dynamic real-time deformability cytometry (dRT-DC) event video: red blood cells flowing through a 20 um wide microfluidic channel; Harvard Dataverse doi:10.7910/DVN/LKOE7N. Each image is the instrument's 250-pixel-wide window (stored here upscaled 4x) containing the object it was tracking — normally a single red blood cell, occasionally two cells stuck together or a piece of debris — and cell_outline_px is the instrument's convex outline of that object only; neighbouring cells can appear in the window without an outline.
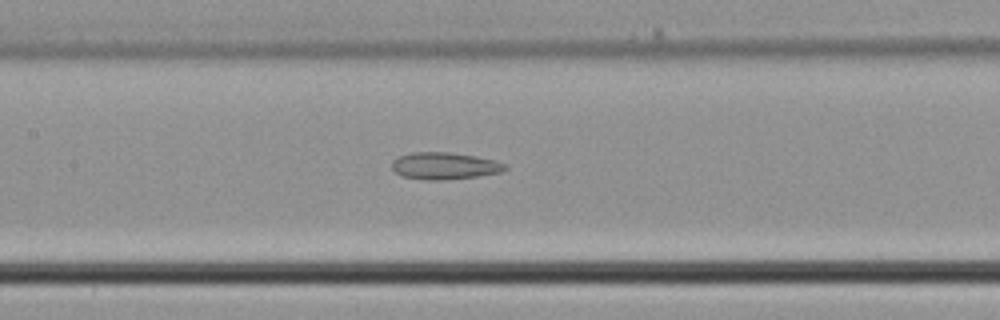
{"species": "common noctule bat (a hibernating species)", "species_latin": "Nyctalus noctula", "temperature_condition": "cold", "stored_images_in_passage": 36, "segment_of_instrument_passage": [2, 2], "camera_frame_rate_fps": 3000, "um_per_image_px": 0.085, "animal": {"sex": "male", "body_mass_g": 21.5, "forearm_length_mm": 52.0}, "frame": {"image": 1, "passage_image": 15, "time_ms": 4.667, "image_size_px": [1000, 320], "cell_outline_px": [[508, 168], [500, 172], [476, 176], [440, 180], [428, 180], [404, 176], [396, 172], [392, 168], [392, 160], [400, 156], [412, 152], [448, 152], [476, 156], [496, 160], [508, 164]], "centroid_in_image_um": [37.82, 14.08], "position_along_channel_um": 169.6, "area_um2": 17.69}}
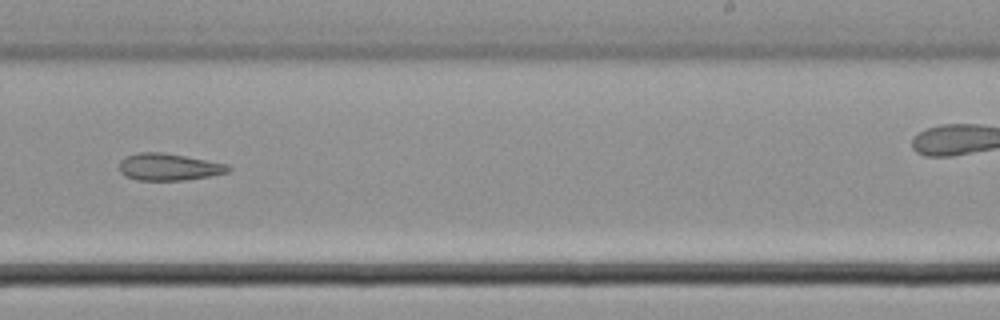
{"frame": {"image": 2, "passage_image": 21, "time_ms": 6.667, "image_size_px": [1000, 320], "cell_outline_px": [[232, 168], [228, 172], [208, 176], [184, 180], [136, 180], [124, 176], [120, 172], [120, 160], [136, 152], [160, 152], [184, 156], [224, 164]], "centroid_in_image_um": [14.28, 14.2], "position_along_channel_um": 274.7, "area_um2": 16.88}}
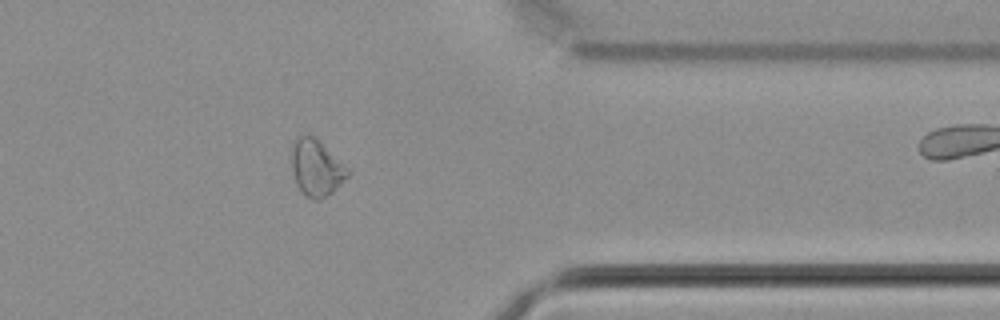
{"frame": {"image": 3, "passage_image": 28, "time_ms": 9.0, "image_size_px": [1000, 320], "cell_outline_px": [[348, 176], [332, 192], [316, 200], [312, 200], [304, 196], [296, 184], [292, 168], [292, 144], [300, 136], [312, 136], [348, 168]], "centroid_in_image_um": [26.86, 14.31], "position_along_channel_um": 384.5, "area_um2": 17.8}}